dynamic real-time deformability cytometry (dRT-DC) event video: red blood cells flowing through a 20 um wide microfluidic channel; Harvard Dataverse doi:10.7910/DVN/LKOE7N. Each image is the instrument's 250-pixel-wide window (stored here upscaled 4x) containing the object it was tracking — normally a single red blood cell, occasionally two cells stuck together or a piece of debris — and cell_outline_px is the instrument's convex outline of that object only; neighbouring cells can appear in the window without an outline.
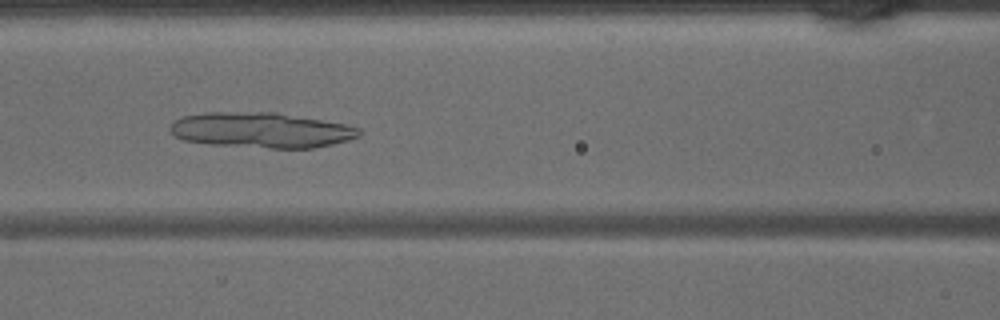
{"species": "common noctule bat (a hibernating species)", "species_latin": "Nyctalus noctula", "temperature_condition": "warm", "stored_images_in_passage": 44, "camera_frame_rate_fps": 3000, "um_per_image_px": 0.085, "animal": {"sex": "male", "body_mass_g": 15.6}, "frame": {"image": 1, "passage_image": 19, "time_ms": 6.0, "image_size_px": [1000, 320], "cell_outline_px": [[360, 136], [348, 140], [316, 148], [268, 148], [208, 144], [184, 140], [176, 136], [168, 128], [176, 120], [184, 116], [204, 112], [276, 112], [348, 124], [360, 128]], "centroid_in_image_um": [22.24, 11.06], "position_along_channel_um": 144.4, "area_um2": 39.07}}
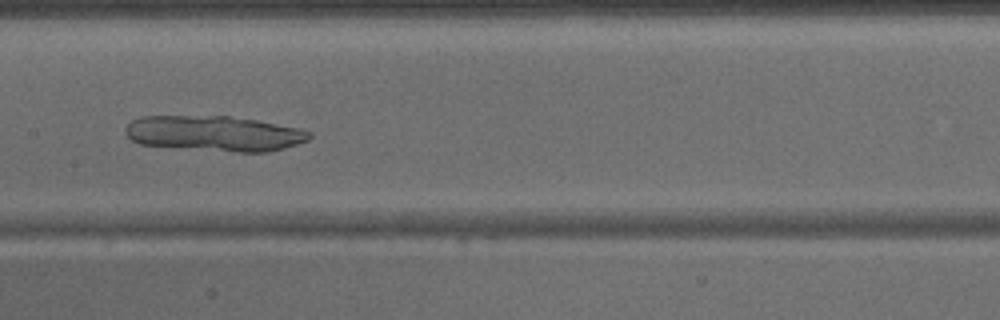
{"frame": {"image": 2, "passage_image": 22, "time_ms": 7.0, "image_size_px": [1000, 320], "cell_outline_px": [[312, 136], [308, 140], [284, 148], [268, 152], [236, 152], [140, 144], [132, 140], [124, 132], [124, 128], [132, 120], [144, 116], [228, 116], [256, 120], [300, 128], [312, 132]], "centroid_in_image_um": [18.24, 11.34], "position_along_channel_um": 189.2, "area_um2": 37.8}}
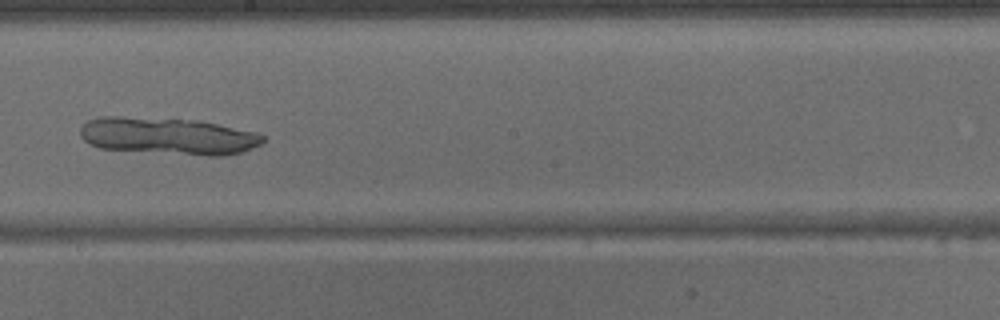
{"frame": {"image": 3, "passage_image": 25, "time_ms": 8.0, "image_size_px": [1000, 320], "cell_outline_px": [[264, 140], [260, 144], [244, 152], [224, 156], [208, 156], [100, 148], [88, 144], [80, 136], [80, 128], [88, 120], [100, 116], [120, 116], [200, 120], [256, 132], [264, 136]], "centroid_in_image_um": [14.29, 11.56], "position_along_channel_um": 233.9, "area_um2": 39.77}}